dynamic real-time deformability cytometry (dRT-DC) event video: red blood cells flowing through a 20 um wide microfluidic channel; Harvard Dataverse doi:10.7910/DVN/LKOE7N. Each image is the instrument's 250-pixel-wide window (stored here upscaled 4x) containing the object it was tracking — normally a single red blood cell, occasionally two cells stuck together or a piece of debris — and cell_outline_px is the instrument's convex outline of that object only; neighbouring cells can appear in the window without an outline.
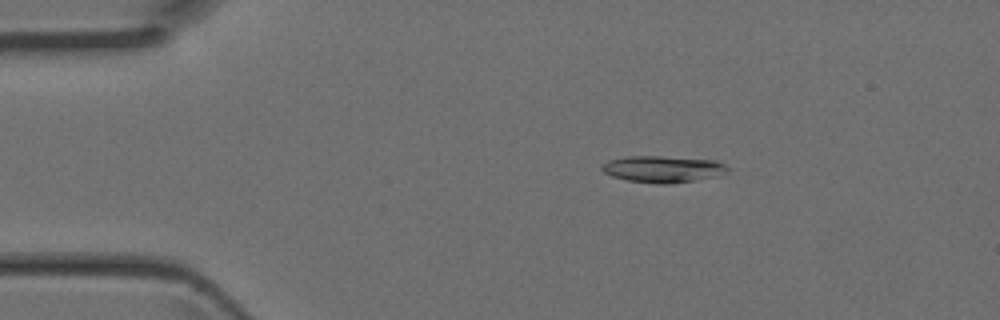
{"species": "Egyptian fruit bat (a non-hibernating species)", "species_latin": "Rousettus aegyptiacus", "temperature_condition": "room temperature", "stored_images_in_passage": 8, "camera_frame_rate_fps": 3000, "um_per_image_px": 0.085, "animal": {"sex": "female"}, "frame": {"image": 1, "passage_image": 4, "time_ms": 1.0, "image_size_px": [1000, 320], "cell_outline_px": [[728, 172], [716, 176], [672, 184], [660, 184], [628, 180], [612, 176], [604, 172], [600, 168], [600, 164], [608, 160], [628, 156], [660, 156], [716, 160], [724, 164], [728, 168]], "centroid_in_image_um": [56.32, 14.37], "position_along_channel_um": 28.7, "area_um2": 19.54}}